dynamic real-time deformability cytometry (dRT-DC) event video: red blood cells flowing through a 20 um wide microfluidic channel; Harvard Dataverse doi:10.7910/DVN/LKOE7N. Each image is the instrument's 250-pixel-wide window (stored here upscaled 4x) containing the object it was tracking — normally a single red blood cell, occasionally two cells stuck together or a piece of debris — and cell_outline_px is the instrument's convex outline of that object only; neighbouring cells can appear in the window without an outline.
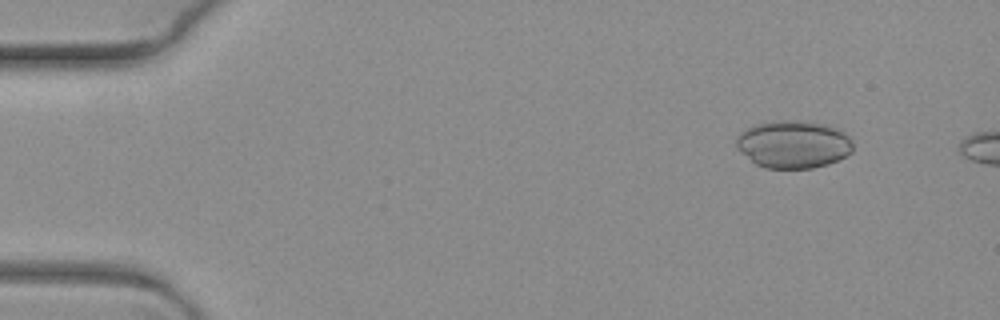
{"species": "common noctule bat (a hibernating species)", "species_latin": "Nyctalus noctula", "temperature_condition": "warm", "stored_images_in_passage": 6, "camera_frame_rate_fps": 3000, "um_per_image_px": 0.085, "animal": {"sex": "female", "body_mass_g": 19.3, "forearm_length_mm": 54.1}, "frame": {"image": 1, "passage_image": 2, "time_ms": 0.333, "image_size_px": [1000, 320], "cell_outline_px": [[852, 152], [828, 164], [812, 168], [764, 168], [756, 164], [736, 148], [736, 136], [740, 132], [764, 120], [788, 120], [824, 124], [836, 128], [844, 132], [852, 140]], "centroid_in_image_um": [67.4, 12.26], "position_along_channel_um": 17.6, "area_um2": 32.43}}